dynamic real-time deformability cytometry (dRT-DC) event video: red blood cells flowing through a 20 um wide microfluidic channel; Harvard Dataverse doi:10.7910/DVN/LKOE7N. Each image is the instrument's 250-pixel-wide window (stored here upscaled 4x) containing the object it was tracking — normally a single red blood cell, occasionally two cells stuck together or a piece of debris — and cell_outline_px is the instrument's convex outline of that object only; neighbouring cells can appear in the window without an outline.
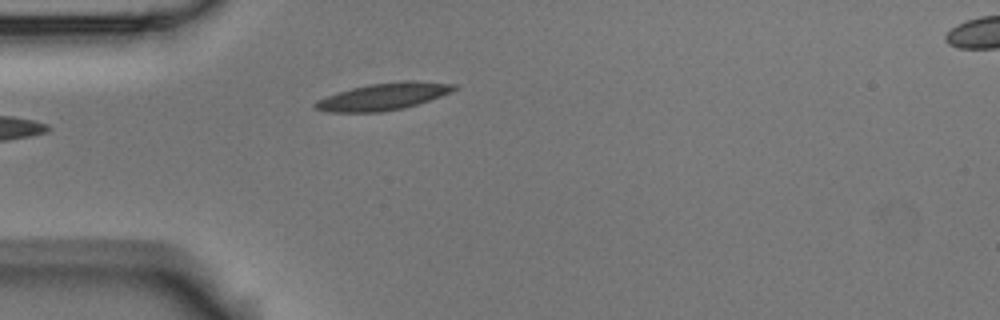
{"species": "Egyptian fruit bat (a non-hibernating species)", "species_latin": "Rousettus aegyptiacus", "temperature_condition": "room temperature", "stored_images_in_passage": 3, "camera_frame_rate_fps": 3000, "um_per_image_px": 0.085, "animal": {"sex": "male"}, "frame": {"image": 1, "passage_image": 3, "time_ms": 0.667, "image_size_px": [1000, 320], "cell_outline_px": [[460, 88], [452, 92], [404, 108], [380, 112], [328, 112], [316, 108], [312, 104], [316, 100], [352, 88], [368, 84], [408, 80], [412, 80], [456, 84]], "centroid_in_image_um": [32.62, 8.2], "position_along_channel_um": 52.4, "area_um2": 21.73}}